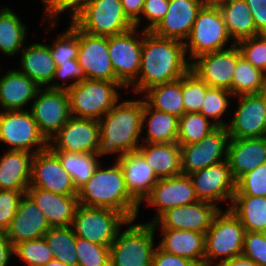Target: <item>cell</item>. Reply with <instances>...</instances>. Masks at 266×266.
Masks as SVG:
<instances>
[{
    "instance_id": "obj_45",
    "label": "cell",
    "mask_w": 266,
    "mask_h": 266,
    "mask_svg": "<svg viewBox=\"0 0 266 266\" xmlns=\"http://www.w3.org/2000/svg\"><path fill=\"white\" fill-rule=\"evenodd\" d=\"M77 266H110V248L76 237Z\"/></svg>"
},
{
    "instance_id": "obj_21",
    "label": "cell",
    "mask_w": 266,
    "mask_h": 266,
    "mask_svg": "<svg viewBox=\"0 0 266 266\" xmlns=\"http://www.w3.org/2000/svg\"><path fill=\"white\" fill-rule=\"evenodd\" d=\"M77 62L88 80L116 82L108 50V37L93 36L79 29Z\"/></svg>"
},
{
    "instance_id": "obj_44",
    "label": "cell",
    "mask_w": 266,
    "mask_h": 266,
    "mask_svg": "<svg viewBox=\"0 0 266 266\" xmlns=\"http://www.w3.org/2000/svg\"><path fill=\"white\" fill-rule=\"evenodd\" d=\"M209 86L189 70L182 76V97L185 113L200 112Z\"/></svg>"
},
{
    "instance_id": "obj_38",
    "label": "cell",
    "mask_w": 266,
    "mask_h": 266,
    "mask_svg": "<svg viewBox=\"0 0 266 266\" xmlns=\"http://www.w3.org/2000/svg\"><path fill=\"white\" fill-rule=\"evenodd\" d=\"M44 238L56 260L69 266H77L76 235L72 226L51 227Z\"/></svg>"
},
{
    "instance_id": "obj_13",
    "label": "cell",
    "mask_w": 266,
    "mask_h": 266,
    "mask_svg": "<svg viewBox=\"0 0 266 266\" xmlns=\"http://www.w3.org/2000/svg\"><path fill=\"white\" fill-rule=\"evenodd\" d=\"M229 139L227 127H216L201 141L180 145L182 174L190 175L226 160Z\"/></svg>"
},
{
    "instance_id": "obj_3",
    "label": "cell",
    "mask_w": 266,
    "mask_h": 266,
    "mask_svg": "<svg viewBox=\"0 0 266 266\" xmlns=\"http://www.w3.org/2000/svg\"><path fill=\"white\" fill-rule=\"evenodd\" d=\"M101 165L92 177L78 189L80 205L109 208L122 213L128 220L138 217L140 204L129 194L122 168L116 161L110 168Z\"/></svg>"
},
{
    "instance_id": "obj_2",
    "label": "cell",
    "mask_w": 266,
    "mask_h": 266,
    "mask_svg": "<svg viewBox=\"0 0 266 266\" xmlns=\"http://www.w3.org/2000/svg\"><path fill=\"white\" fill-rule=\"evenodd\" d=\"M143 99L124 100L112 107L100 120V141L97 154H118L137 151L142 128Z\"/></svg>"
},
{
    "instance_id": "obj_25",
    "label": "cell",
    "mask_w": 266,
    "mask_h": 266,
    "mask_svg": "<svg viewBox=\"0 0 266 266\" xmlns=\"http://www.w3.org/2000/svg\"><path fill=\"white\" fill-rule=\"evenodd\" d=\"M227 160L232 176L237 181L244 174L266 163V136L229 139Z\"/></svg>"
},
{
    "instance_id": "obj_10",
    "label": "cell",
    "mask_w": 266,
    "mask_h": 266,
    "mask_svg": "<svg viewBox=\"0 0 266 266\" xmlns=\"http://www.w3.org/2000/svg\"><path fill=\"white\" fill-rule=\"evenodd\" d=\"M0 142L9 145L10 150L33 154L49 146V141L40 132L31 111L25 109L0 111Z\"/></svg>"
},
{
    "instance_id": "obj_33",
    "label": "cell",
    "mask_w": 266,
    "mask_h": 266,
    "mask_svg": "<svg viewBox=\"0 0 266 266\" xmlns=\"http://www.w3.org/2000/svg\"><path fill=\"white\" fill-rule=\"evenodd\" d=\"M229 209L245 231L266 233V196L234 194Z\"/></svg>"
},
{
    "instance_id": "obj_53",
    "label": "cell",
    "mask_w": 266,
    "mask_h": 266,
    "mask_svg": "<svg viewBox=\"0 0 266 266\" xmlns=\"http://www.w3.org/2000/svg\"><path fill=\"white\" fill-rule=\"evenodd\" d=\"M152 266H199L196 262L164 252L158 246L154 250Z\"/></svg>"
},
{
    "instance_id": "obj_28",
    "label": "cell",
    "mask_w": 266,
    "mask_h": 266,
    "mask_svg": "<svg viewBox=\"0 0 266 266\" xmlns=\"http://www.w3.org/2000/svg\"><path fill=\"white\" fill-rule=\"evenodd\" d=\"M163 237L158 247L164 252L184 257L204 266L205 234L191 230L160 229Z\"/></svg>"
},
{
    "instance_id": "obj_26",
    "label": "cell",
    "mask_w": 266,
    "mask_h": 266,
    "mask_svg": "<svg viewBox=\"0 0 266 266\" xmlns=\"http://www.w3.org/2000/svg\"><path fill=\"white\" fill-rule=\"evenodd\" d=\"M116 161L122 168L129 194L140 204L159 178L138 151L125 153Z\"/></svg>"
},
{
    "instance_id": "obj_7",
    "label": "cell",
    "mask_w": 266,
    "mask_h": 266,
    "mask_svg": "<svg viewBox=\"0 0 266 266\" xmlns=\"http://www.w3.org/2000/svg\"><path fill=\"white\" fill-rule=\"evenodd\" d=\"M231 41L219 7L203 5L189 37L184 42L185 53L186 56L190 53L189 58L192 62L201 55L228 49L227 42Z\"/></svg>"
},
{
    "instance_id": "obj_18",
    "label": "cell",
    "mask_w": 266,
    "mask_h": 266,
    "mask_svg": "<svg viewBox=\"0 0 266 266\" xmlns=\"http://www.w3.org/2000/svg\"><path fill=\"white\" fill-rule=\"evenodd\" d=\"M189 176L199 200L213 203L216 206L221 200H229L232 203L236 181L232 176L227 159Z\"/></svg>"
},
{
    "instance_id": "obj_31",
    "label": "cell",
    "mask_w": 266,
    "mask_h": 266,
    "mask_svg": "<svg viewBox=\"0 0 266 266\" xmlns=\"http://www.w3.org/2000/svg\"><path fill=\"white\" fill-rule=\"evenodd\" d=\"M137 151L159 179L182 174L181 149L177 142L142 143Z\"/></svg>"
},
{
    "instance_id": "obj_41",
    "label": "cell",
    "mask_w": 266,
    "mask_h": 266,
    "mask_svg": "<svg viewBox=\"0 0 266 266\" xmlns=\"http://www.w3.org/2000/svg\"><path fill=\"white\" fill-rule=\"evenodd\" d=\"M230 96L233 98L232 93L227 89L209 87L205 94L200 113L209 120H213L212 122L217 127H227V124L221 118L229 109V104H231L229 100Z\"/></svg>"
},
{
    "instance_id": "obj_48",
    "label": "cell",
    "mask_w": 266,
    "mask_h": 266,
    "mask_svg": "<svg viewBox=\"0 0 266 266\" xmlns=\"http://www.w3.org/2000/svg\"><path fill=\"white\" fill-rule=\"evenodd\" d=\"M44 4L45 16L42 20L48 19L50 30L57 25V18L61 13L70 10L71 21L85 8L91 0H41ZM72 13V14H71ZM47 16V17H46ZM46 17V18H45ZM52 21V22H51Z\"/></svg>"
},
{
    "instance_id": "obj_4",
    "label": "cell",
    "mask_w": 266,
    "mask_h": 266,
    "mask_svg": "<svg viewBox=\"0 0 266 266\" xmlns=\"http://www.w3.org/2000/svg\"><path fill=\"white\" fill-rule=\"evenodd\" d=\"M245 232L229 208L220 209L205 234L204 266H213L218 258L221 262L242 255Z\"/></svg>"
},
{
    "instance_id": "obj_9",
    "label": "cell",
    "mask_w": 266,
    "mask_h": 266,
    "mask_svg": "<svg viewBox=\"0 0 266 266\" xmlns=\"http://www.w3.org/2000/svg\"><path fill=\"white\" fill-rule=\"evenodd\" d=\"M129 220L120 212L109 208L78 205L72 228L76 237L110 247L119 230Z\"/></svg>"
},
{
    "instance_id": "obj_11",
    "label": "cell",
    "mask_w": 266,
    "mask_h": 266,
    "mask_svg": "<svg viewBox=\"0 0 266 266\" xmlns=\"http://www.w3.org/2000/svg\"><path fill=\"white\" fill-rule=\"evenodd\" d=\"M137 29L133 27L126 32L108 37L109 56L116 82L124 88L132 86L140 72L143 30L137 32Z\"/></svg>"
},
{
    "instance_id": "obj_39",
    "label": "cell",
    "mask_w": 266,
    "mask_h": 266,
    "mask_svg": "<svg viewBox=\"0 0 266 266\" xmlns=\"http://www.w3.org/2000/svg\"><path fill=\"white\" fill-rule=\"evenodd\" d=\"M216 127L200 112L184 113L179 118L177 143L187 145L199 142Z\"/></svg>"
},
{
    "instance_id": "obj_6",
    "label": "cell",
    "mask_w": 266,
    "mask_h": 266,
    "mask_svg": "<svg viewBox=\"0 0 266 266\" xmlns=\"http://www.w3.org/2000/svg\"><path fill=\"white\" fill-rule=\"evenodd\" d=\"M133 222L135 219L129 220V227L123 232L122 228L119 230L109 247L110 266H152L155 228L152 223Z\"/></svg>"
},
{
    "instance_id": "obj_30",
    "label": "cell",
    "mask_w": 266,
    "mask_h": 266,
    "mask_svg": "<svg viewBox=\"0 0 266 266\" xmlns=\"http://www.w3.org/2000/svg\"><path fill=\"white\" fill-rule=\"evenodd\" d=\"M20 64L21 69L17 70L31 78L40 87H48L52 83L57 66L49 45L31 43L24 46Z\"/></svg>"
},
{
    "instance_id": "obj_22",
    "label": "cell",
    "mask_w": 266,
    "mask_h": 266,
    "mask_svg": "<svg viewBox=\"0 0 266 266\" xmlns=\"http://www.w3.org/2000/svg\"><path fill=\"white\" fill-rule=\"evenodd\" d=\"M203 5V0H169L165 17L151 32L156 36L184 43Z\"/></svg>"
},
{
    "instance_id": "obj_8",
    "label": "cell",
    "mask_w": 266,
    "mask_h": 266,
    "mask_svg": "<svg viewBox=\"0 0 266 266\" xmlns=\"http://www.w3.org/2000/svg\"><path fill=\"white\" fill-rule=\"evenodd\" d=\"M72 22L84 33L101 37L135 27L125 15L121 0H91Z\"/></svg>"
},
{
    "instance_id": "obj_37",
    "label": "cell",
    "mask_w": 266,
    "mask_h": 266,
    "mask_svg": "<svg viewBox=\"0 0 266 266\" xmlns=\"http://www.w3.org/2000/svg\"><path fill=\"white\" fill-rule=\"evenodd\" d=\"M53 152L58 156L64 170L71 176L77 190L92 177L100 165L98 159L100 156L96 153Z\"/></svg>"
},
{
    "instance_id": "obj_47",
    "label": "cell",
    "mask_w": 266,
    "mask_h": 266,
    "mask_svg": "<svg viewBox=\"0 0 266 266\" xmlns=\"http://www.w3.org/2000/svg\"><path fill=\"white\" fill-rule=\"evenodd\" d=\"M235 194L266 196V163L241 176L236 181Z\"/></svg>"
},
{
    "instance_id": "obj_59",
    "label": "cell",
    "mask_w": 266,
    "mask_h": 266,
    "mask_svg": "<svg viewBox=\"0 0 266 266\" xmlns=\"http://www.w3.org/2000/svg\"><path fill=\"white\" fill-rule=\"evenodd\" d=\"M259 95L263 98L264 103L266 105V73H265L264 81H263V84L261 86Z\"/></svg>"
},
{
    "instance_id": "obj_46",
    "label": "cell",
    "mask_w": 266,
    "mask_h": 266,
    "mask_svg": "<svg viewBox=\"0 0 266 266\" xmlns=\"http://www.w3.org/2000/svg\"><path fill=\"white\" fill-rule=\"evenodd\" d=\"M241 56L266 73V34H259L236 43Z\"/></svg>"
},
{
    "instance_id": "obj_36",
    "label": "cell",
    "mask_w": 266,
    "mask_h": 266,
    "mask_svg": "<svg viewBox=\"0 0 266 266\" xmlns=\"http://www.w3.org/2000/svg\"><path fill=\"white\" fill-rule=\"evenodd\" d=\"M27 27L9 7L0 9V51L13 56L23 50Z\"/></svg>"
},
{
    "instance_id": "obj_49",
    "label": "cell",
    "mask_w": 266,
    "mask_h": 266,
    "mask_svg": "<svg viewBox=\"0 0 266 266\" xmlns=\"http://www.w3.org/2000/svg\"><path fill=\"white\" fill-rule=\"evenodd\" d=\"M242 255L258 266H266V233L246 231Z\"/></svg>"
},
{
    "instance_id": "obj_12",
    "label": "cell",
    "mask_w": 266,
    "mask_h": 266,
    "mask_svg": "<svg viewBox=\"0 0 266 266\" xmlns=\"http://www.w3.org/2000/svg\"><path fill=\"white\" fill-rule=\"evenodd\" d=\"M31 104L33 118L48 141L72 117L69 95L65 89L41 87Z\"/></svg>"
},
{
    "instance_id": "obj_19",
    "label": "cell",
    "mask_w": 266,
    "mask_h": 266,
    "mask_svg": "<svg viewBox=\"0 0 266 266\" xmlns=\"http://www.w3.org/2000/svg\"><path fill=\"white\" fill-rule=\"evenodd\" d=\"M219 206L198 200L195 203L167 210L152 225L155 229L160 225L161 229L191 230L206 234L214 216L221 209Z\"/></svg>"
},
{
    "instance_id": "obj_15",
    "label": "cell",
    "mask_w": 266,
    "mask_h": 266,
    "mask_svg": "<svg viewBox=\"0 0 266 266\" xmlns=\"http://www.w3.org/2000/svg\"><path fill=\"white\" fill-rule=\"evenodd\" d=\"M99 141L98 120L71 117L49 141L48 147L52 151L97 154Z\"/></svg>"
},
{
    "instance_id": "obj_52",
    "label": "cell",
    "mask_w": 266,
    "mask_h": 266,
    "mask_svg": "<svg viewBox=\"0 0 266 266\" xmlns=\"http://www.w3.org/2000/svg\"><path fill=\"white\" fill-rule=\"evenodd\" d=\"M168 7L169 0H145L141 19H148L149 24L143 30L151 32L165 17Z\"/></svg>"
},
{
    "instance_id": "obj_57",
    "label": "cell",
    "mask_w": 266,
    "mask_h": 266,
    "mask_svg": "<svg viewBox=\"0 0 266 266\" xmlns=\"http://www.w3.org/2000/svg\"><path fill=\"white\" fill-rule=\"evenodd\" d=\"M215 266H258V265L251 259L243 255H240L221 262L217 261Z\"/></svg>"
},
{
    "instance_id": "obj_60",
    "label": "cell",
    "mask_w": 266,
    "mask_h": 266,
    "mask_svg": "<svg viewBox=\"0 0 266 266\" xmlns=\"http://www.w3.org/2000/svg\"><path fill=\"white\" fill-rule=\"evenodd\" d=\"M44 266H69L67 264H64L58 260H56L55 258L51 261H49L47 264H45Z\"/></svg>"
},
{
    "instance_id": "obj_50",
    "label": "cell",
    "mask_w": 266,
    "mask_h": 266,
    "mask_svg": "<svg viewBox=\"0 0 266 266\" xmlns=\"http://www.w3.org/2000/svg\"><path fill=\"white\" fill-rule=\"evenodd\" d=\"M24 194L26 192L0 190V232H6L9 229Z\"/></svg>"
},
{
    "instance_id": "obj_54",
    "label": "cell",
    "mask_w": 266,
    "mask_h": 266,
    "mask_svg": "<svg viewBox=\"0 0 266 266\" xmlns=\"http://www.w3.org/2000/svg\"><path fill=\"white\" fill-rule=\"evenodd\" d=\"M250 8L256 30L266 34V0H245Z\"/></svg>"
},
{
    "instance_id": "obj_24",
    "label": "cell",
    "mask_w": 266,
    "mask_h": 266,
    "mask_svg": "<svg viewBox=\"0 0 266 266\" xmlns=\"http://www.w3.org/2000/svg\"><path fill=\"white\" fill-rule=\"evenodd\" d=\"M26 194L38 205L50 227L72 226L79 205L77 195H62L38 187H28Z\"/></svg>"
},
{
    "instance_id": "obj_23",
    "label": "cell",
    "mask_w": 266,
    "mask_h": 266,
    "mask_svg": "<svg viewBox=\"0 0 266 266\" xmlns=\"http://www.w3.org/2000/svg\"><path fill=\"white\" fill-rule=\"evenodd\" d=\"M50 228L38 205L27 194H24L16 215L5 233L14 247L20 242L44 237Z\"/></svg>"
},
{
    "instance_id": "obj_51",
    "label": "cell",
    "mask_w": 266,
    "mask_h": 266,
    "mask_svg": "<svg viewBox=\"0 0 266 266\" xmlns=\"http://www.w3.org/2000/svg\"><path fill=\"white\" fill-rule=\"evenodd\" d=\"M56 78L66 80H74L73 83L66 86H62L60 83L56 82ZM86 74L83 68L78 64L77 59H71L69 62L62 63L56 68L54 78L52 83L48 86L52 89H69L70 87L80 83L83 80H86Z\"/></svg>"
},
{
    "instance_id": "obj_16",
    "label": "cell",
    "mask_w": 266,
    "mask_h": 266,
    "mask_svg": "<svg viewBox=\"0 0 266 266\" xmlns=\"http://www.w3.org/2000/svg\"><path fill=\"white\" fill-rule=\"evenodd\" d=\"M198 200L190 176L180 174L160 178L140 205L146 202L148 206L156 208L157 213L152 221L146 222L153 223L167 210L195 203Z\"/></svg>"
},
{
    "instance_id": "obj_43",
    "label": "cell",
    "mask_w": 266,
    "mask_h": 266,
    "mask_svg": "<svg viewBox=\"0 0 266 266\" xmlns=\"http://www.w3.org/2000/svg\"><path fill=\"white\" fill-rule=\"evenodd\" d=\"M13 255L28 266H44L54 259L44 237L18 243L13 247Z\"/></svg>"
},
{
    "instance_id": "obj_58",
    "label": "cell",
    "mask_w": 266,
    "mask_h": 266,
    "mask_svg": "<svg viewBox=\"0 0 266 266\" xmlns=\"http://www.w3.org/2000/svg\"><path fill=\"white\" fill-rule=\"evenodd\" d=\"M231 0H203V4L209 7H220Z\"/></svg>"
},
{
    "instance_id": "obj_17",
    "label": "cell",
    "mask_w": 266,
    "mask_h": 266,
    "mask_svg": "<svg viewBox=\"0 0 266 266\" xmlns=\"http://www.w3.org/2000/svg\"><path fill=\"white\" fill-rule=\"evenodd\" d=\"M29 187H38L62 195H78L71 176L49 147L34 154Z\"/></svg>"
},
{
    "instance_id": "obj_14",
    "label": "cell",
    "mask_w": 266,
    "mask_h": 266,
    "mask_svg": "<svg viewBox=\"0 0 266 266\" xmlns=\"http://www.w3.org/2000/svg\"><path fill=\"white\" fill-rule=\"evenodd\" d=\"M240 57V50L233 42L228 49L197 57L191 62L190 70L209 87L227 89L232 93V79Z\"/></svg>"
},
{
    "instance_id": "obj_35",
    "label": "cell",
    "mask_w": 266,
    "mask_h": 266,
    "mask_svg": "<svg viewBox=\"0 0 266 266\" xmlns=\"http://www.w3.org/2000/svg\"><path fill=\"white\" fill-rule=\"evenodd\" d=\"M144 101L152 108L180 118L185 113L180 79L152 86L144 91Z\"/></svg>"
},
{
    "instance_id": "obj_5",
    "label": "cell",
    "mask_w": 266,
    "mask_h": 266,
    "mask_svg": "<svg viewBox=\"0 0 266 266\" xmlns=\"http://www.w3.org/2000/svg\"><path fill=\"white\" fill-rule=\"evenodd\" d=\"M124 87L118 82L83 80L67 89L71 116L100 120L120 98L118 89Z\"/></svg>"
},
{
    "instance_id": "obj_42",
    "label": "cell",
    "mask_w": 266,
    "mask_h": 266,
    "mask_svg": "<svg viewBox=\"0 0 266 266\" xmlns=\"http://www.w3.org/2000/svg\"><path fill=\"white\" fill-rule=\"evenodd\" d=\"M65 32L57 36L53 44L49 45L52 58L58 67L62 63L77 59L79 48V28L71 21Z\"/></svg>"
},
{
    "instance_id": "obj_56",
    "label": "cell",
    "mask_w": 266,
    "mask_h": 266,
    "mask_svg": "<svg viewBox=\"0 0 266 266\" xmlns=\"http://www.w3.org/2000/svg\"><path fill=\"white\" fill-rule=\"evenodd\" d=\"M13 255V246L5 232H0V266H8Z\"/></svg>"
},
{
    "instance_id": "obj_40",
    "label": "cell",
    "mask_w": 266,
    "mask_h": 266,
    "mask_svg": "<svg viewBox=\"0 0 266 266\" xmlns=\"http://www.w3.org/2000/svg\"><path fill=\"white\" fill-rule=\"evenodd\" d=\"M265 73L254 67L242 56L237 60L236 70L232 79V95L259 94Z\"/></svg>"
},
{
    "instance_id": "obj_55",
    "label": "cell",
    "mask_w": 266,
    "mask_h": 266,
    "mask_svg": "<svg viewBox=\"0 0 266 266\" xmlns=\"http://www.w3.org/2000/svg\"><path fill=\"white\" fill-rule=\"evenodd\" d=\"M145 0H121L122 8L128 19L138 28Z\"/></svg>"
},
{
    "instance_id": "obj_1",
    "label": "cell",
    "mask_w": 266,
    "mask_h": 266,
    "mask_svg": "<svg viewBox=\"0 0 266 266\" xmlns=\"http://www.w3.org/2000/svg\"><path fill=\"white\" fill-rule=\"evenodd\" d=\"M190 66L183 42L143 30L141 67L132 89L144 94L152 86L180 79Z\"/></svg>"
},
{
    "instance_id": "obj_27",
    "label": "cell",
    "mask_w": 266,
    "mask_h": 266,
    "mask_svg": "<svg viewBox=\"0 0 266 266\" xmlns=\"http://www.w3.org/2000/svg\"><path fill=\"white\" fill-rule=\"evenodd\" d=\"M40 86L18 70H8L0 78V108L2 111L23 110L35 99Z\"/></svg>"
},
{
    "instance_id": "obj_29",
    "label": "cell",
    "mask_w": 266,
    "mask_h": 266,
    "mask_svg": "<svg viewBox=\"0 0 266 266\" xmlns=\"http://www.w3.org/2000/svg\"><path fill=\"white\" fill-rule=\"evenodd\" d=\"M34 154L8 150L0 158V190L26 192L31 181Z\"/></svg>"
},
{
    "instance_id": "obj_32",
    "label": "cell",
    "mask_w": 266,
    "mask_h": 266,
    "mask_svg": "<svg viewBox=\"0 0 266 266\" xmlns=\"http://www.w3.org/2000/svg\"><path fill=\"white\" fill-rule=\"evenodd\" d=\"M145 125L147 135L141 138L143 143L177 142L179 118L150 107L143 99L142 128Z\"/></svg>"
},
{
    "instance_id": "obj_34",
    "label": "cell",
    "mask_w": 266,
    "mask_h": 266,
    "mask_svg": "<svg viewBox=\"0 0 266 266\" xmlns=\"http://www.w3.org/2000/svg\"><path fill=\"white\" fill-rule=\"evenodd\" d=\"M227 32L234 43L259 35L245 0H231L219 7Z\"/></svg>"
},
{
    "instance_id": "obj_20",
    "label": "cell",
    "mask_w": 266,
    "mask_h": 266,
    "mask_svg": "<svg viewBox=\"0 0 266 266\" xmlns=\"http://www.w3.org/2000/svg\"><path fill=\"white\" fill-rule=\"evenodd\" d=\"M238 106L227 125L230 139L266 136V105L259 94L238 95Z\"/></svg>"
}]
</instances>
